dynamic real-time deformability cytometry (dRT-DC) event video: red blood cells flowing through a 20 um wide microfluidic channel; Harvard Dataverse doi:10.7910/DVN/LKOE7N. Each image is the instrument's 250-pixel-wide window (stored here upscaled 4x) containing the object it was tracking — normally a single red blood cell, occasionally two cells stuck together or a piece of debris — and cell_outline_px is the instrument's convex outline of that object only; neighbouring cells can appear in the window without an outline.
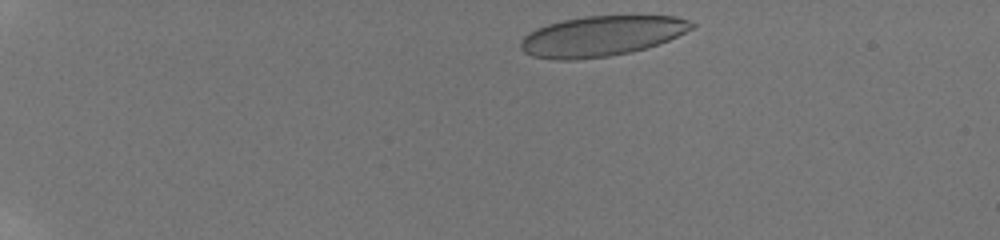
{"species": "human", "species_latin": "Homo sapiens", "temperature_condition": "room temperature", "stored_images_in_passage": 94, "camera_frame_rate_fps": 3000, "um_per_image_px": 0.085, "donor": {"sex": "male"}, "frame": {"image": 1, "passage_image": 1, "time_ms": 0.0, "image_size_px": [1000, 240], "cell_outline_px": [[696, 24], [692, 28], [668, 40], [632, 52], [608, 56], [572, 60], [556, 60], [532, 56], [524, 52], [520, 48], [520, 40], [524, 36], [548, 24], [564, 20], [588, 16], [672, 16], [688, 20]], "centroid_in_image_um": [51.1, 3.07], "position_along_channel_um": 33.9, "area_um2": 39.59}}
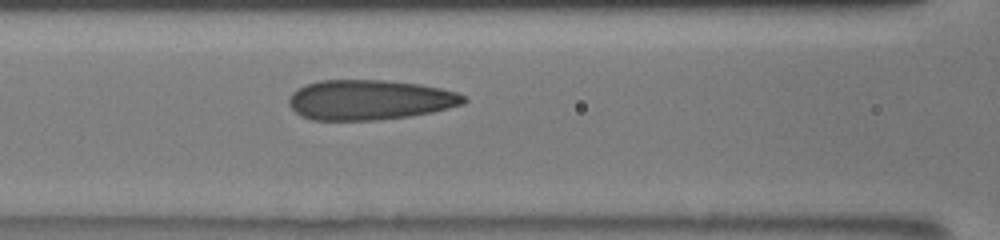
{"frame": {"image": 2, "passage_image": 30, "time_ms": 5.333, "image_size_px": [1000, 240], "cell_outline_px": [[468, 100], [464, 104], [432, 112], [408, 116], [380, 120], [312, 120], [300, 116], [288, 104], [288, 100], [292, 92], [308, 84], [320, 80], [384, 80], [420, 84], [440, 88], [456, 92], [464, 96]], "centroid_in_image_um": [31.42, 8.49], "position_along_channel_um": 135.2, "area_um2": 40.81}}
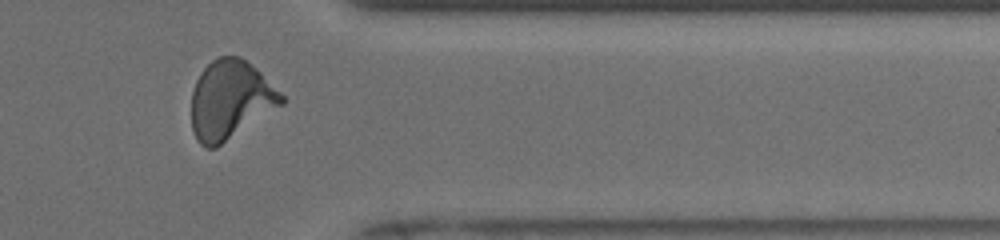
{"frame": {"image": 3, "passage_image": 73, "time_ms": 12.0, "image_size_px": [1000, 240], "cell_outline_px": [[284, 104], [216, 148], [204, 148], [196, 140], [192, 128], [192, 92], [196, 80], [200, 72], [212, 60], [220, 56], [240, 56], [256, 68], [284, 96]], "centroid_in_image_um": [19.57, 8.5], "position_along_channel_um": 391.8, "area_um2": 41.33}, "authors_computed_cell_mechanics": {"area_um2": 39.7086, "velocity_mm_per_s": 3.9137, "shape_relaxation_time_tau1_ms": 4.6801, "shape_relaxation_time_tau2_ms": 0.7004, "deformation_change_tau1": 0.1795, "deformation_change_tau2": 0.0769}}